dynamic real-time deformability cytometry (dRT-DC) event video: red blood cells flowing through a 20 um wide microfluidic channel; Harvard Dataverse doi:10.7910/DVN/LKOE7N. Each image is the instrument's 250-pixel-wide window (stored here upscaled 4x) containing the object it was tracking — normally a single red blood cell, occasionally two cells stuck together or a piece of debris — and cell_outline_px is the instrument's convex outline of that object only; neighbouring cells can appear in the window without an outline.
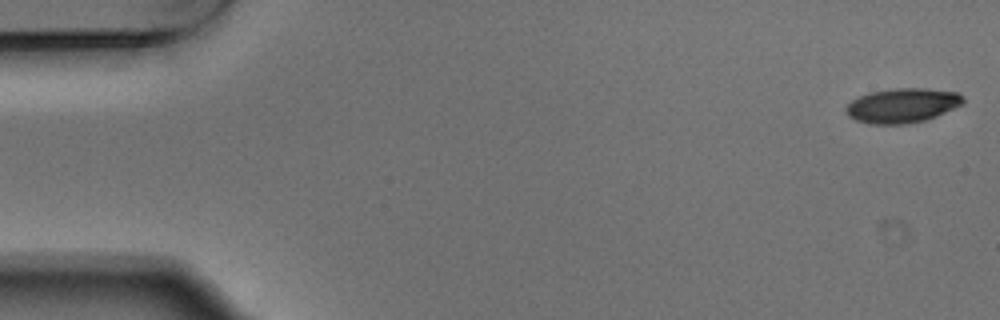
{"species": "Egyptian fruit bat (a non-hibernating species)", "species_latin": "Rousettus aegyptiacus", "temperature_condition": "warm", "stored_images_in_passage": 4, "camera_frame_rate_fps": 3000, "um_per_image_px": 0.085, "animal": {"sex": "male"}, "frame": {"image": 1, "passage_image": 1, "time_ms": 0.0, "image_size_px": [1000, 320], "cell_outline_px": [[964, 104], [936, 116], [924, 120], [904, 124], [868, 124], [856, 120], [848, 116], [844, 112], [844, 108], [852, 100], [868, 92], [896, 88], [924, 88], [956, 92], [964, 96]], "centroid_in_image_um": [76.68, 8.96], "position_along_channel_um": 8.3, "area_um2": 23.7}}
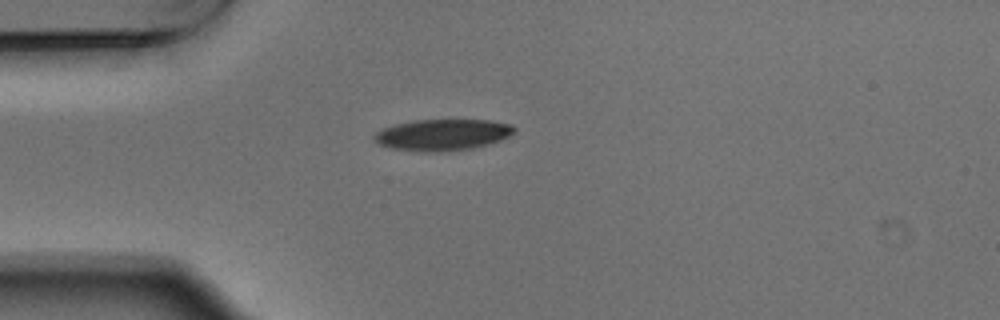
{"frame": {"image": 2, "passage_image": 4, "time_ms": 1.0, "image_size_px": [1000, 320], "cell_outline_px": [[516, 132], [500, 140], [488, 144], [472, 148], [440, 152], [424, 152], [388, 148], [372, 140], [372, 136], [376, 132], [384, 128], [396, 124], [416, 120], [488, 120], [512, 124], [516, 128]], "centroid_in_image_um": [37.61, 11.46], "position_along_channel_um": 47.4, "area_um2": 25.66}}